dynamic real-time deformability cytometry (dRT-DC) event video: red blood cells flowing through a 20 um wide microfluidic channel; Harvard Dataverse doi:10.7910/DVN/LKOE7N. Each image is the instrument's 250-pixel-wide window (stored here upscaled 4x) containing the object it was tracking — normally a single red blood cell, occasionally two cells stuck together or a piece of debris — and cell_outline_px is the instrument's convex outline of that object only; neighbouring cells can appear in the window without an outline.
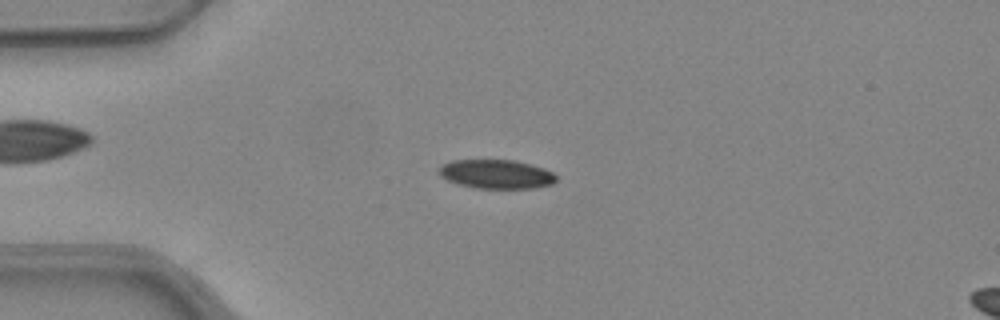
{"species": "common noctule bat (a hibernating species)", "species_latin": "Nyctalus noctula", "temperature_condition": "warm", "stored_images_in_passage": 52, "camera_frame_rate_fps": 3000, "um_per_image_px": 0.085, "animal": {"sex": "female", "body_mass_g": 24.6, "forearm_length_mm": 56.2}, "frame": {"image": 1, "passage_image": 13, "time_ms": 4.0, "image_size_px": [1000, 320], "cell_outline_px": [[556, 180], [552, 184], [532, 188], [476, 188], [460, 184], [448, 180], [440, 176], [436, 172], [444, 164], [452, 160], [516, 160], [532, 164], [544, 168], [552, 172], [556, 176]], "centroid_in_image_um": [42.19, 14.79], "position_along_channel_um": 42.8, "area_um2": 19.77}}
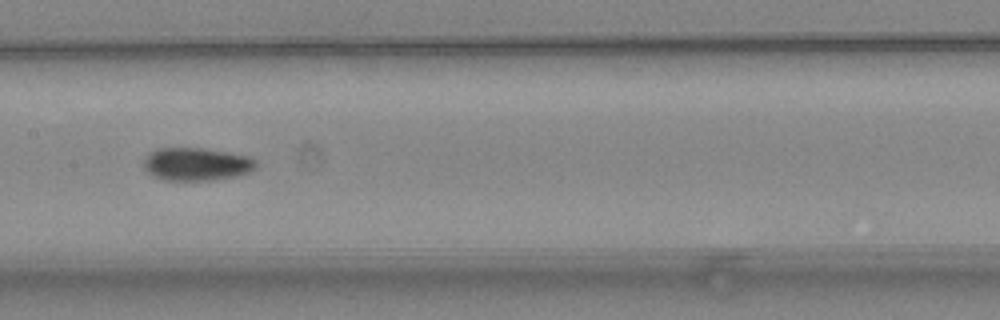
{"frame": {"image": 2, "passage_image": 26, "time_ms": 8.333, "image_size_px": [1000, 320], "cell_outline_px": [[256, 168], [248, 172], [236, 176], [212, 180], [168, 180], [156, 176], [148, 172], [144, 168], [144, 160], [156, 148], [204, 148], [228, 152], [248, 156], [256, 160]], "centroid_in_image_um": [16.73, 13.94], "position_along_channel_um": 190.7, "area_um2": 21.33}}
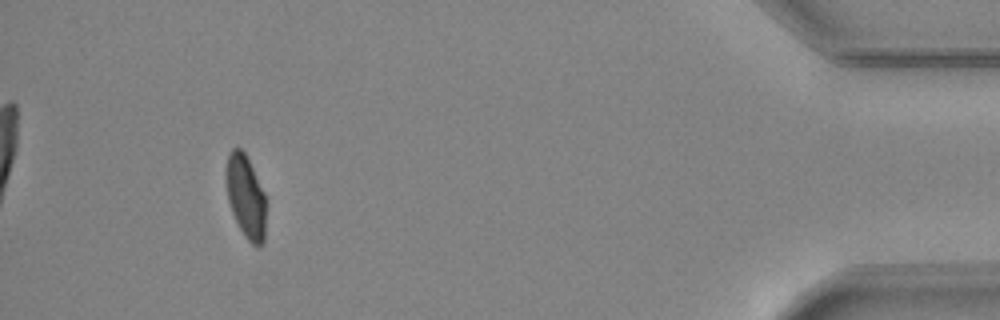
{"frame": {"image": 3, "passage_image": 48, "time_ms": 15.667, "image_size_px": [1000, 320], "cell_outline_px": [[264, 240], [260, 244], [252, 244], [244, 236], [232, 212], [228, 200], [224, 176], [224, 172], [228, 152], [232, 148], [240, 148], [244, 152], [264, 192]], "centroid_in_image_um": [20.83, 16.64], "position_along_channel_um": 414.4, "area_um2": 19.02}, "authors_computed_cell_mechanics": {"area_um2": 20.4612, "velocity_mm_per_s": 3.9635, "shape_relaxation_time_tau1_ms": 7.5556, "shape_relaxation_time_tau2_ms": 1.864, "deformation_change_tau1": 0.1845, "deformation_change_tau2": 0.0526}}